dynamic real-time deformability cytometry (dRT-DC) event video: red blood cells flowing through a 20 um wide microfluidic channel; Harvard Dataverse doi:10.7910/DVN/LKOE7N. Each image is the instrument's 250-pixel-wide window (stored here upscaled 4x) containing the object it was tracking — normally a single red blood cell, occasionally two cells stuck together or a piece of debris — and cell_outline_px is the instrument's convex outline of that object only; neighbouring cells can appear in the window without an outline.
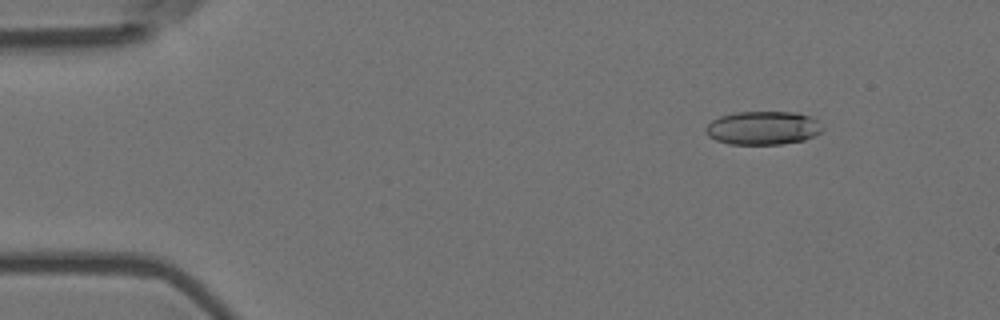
{"species": "Egyptian fruit bat (a non-hibernating species)", "species_latin": "Rousettus aegyptiacus", "temperature_condition": "room temperature", "stored_images_in_passage": 25, "camera_frame_rate_fps": 3000, "um_per_image_px": 0.085, "animal": {"sex": "female"}, "frame": {"image": 1, "passage_image": 7, "time_ms": 2.0, "image_size_px": [1000, 320], "cell_outline_px": [[824, 128], [816, 136], [804, 140], [780, 144], [728, 144], [716, 140], [708, 136], [704, 132], [704, 128], [712, 120], [720, 116], [736, 112], [796, 112], [808, 116], [816, 120]], "centroid_in_image_um": [64.83, 10.88], "position_along_channel_um": 20.2, "area_um2": 22.89}}
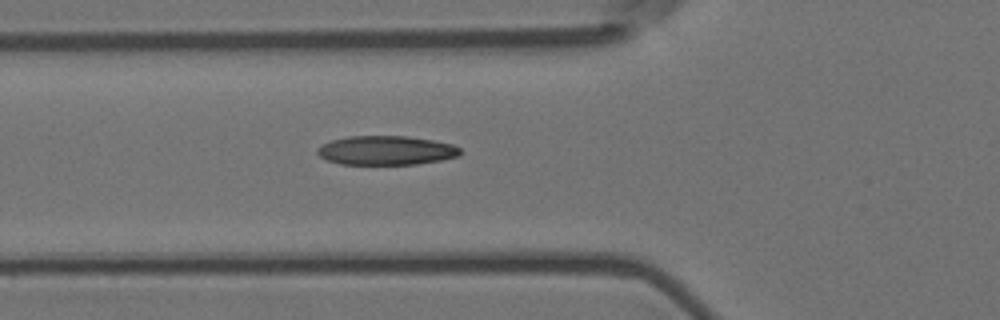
{"frame": {"image": 2, "passage_image": 20, "time_ms": 6.333, "image_size_px": [1000, 320], "cell_outline_px": [[460, 156], [440, 160], [416, 164], [340, 164], [328, 160], [320, 156], [316, 152], [316, 148], [320, 144], [332, 140], [348, 136], [404, 136], [432, 140], [452, 144], [460, 148]], "centroid_in_image_um": [32.79, 12.78], "position_along_channel_um": 93.0, "area_um2": 24.22}}
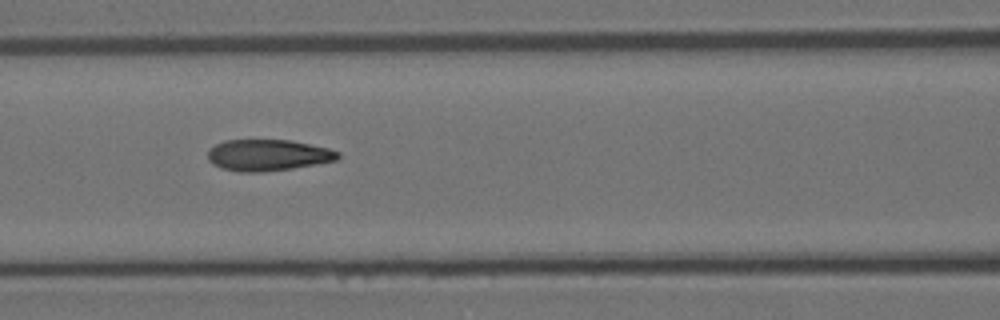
{"frame": {"image": 3, "passage_image": 24, "time_ms": 7.667, "image_size_px": [1000, 320], "cell_outline_px": [[340, 156], [336, 160], [316, 164], [292, 168], [260, 172], [240, 172], [220, 168], [212, 164], [208, 160], [208, 152], [216, 144], [224, 140], [288, 140], [328, 148], [340, 152]], "centroid_in_image_um": [22.75, 13.19], "position_along_channel_um": 143.8, "area_um2": 23.64}}